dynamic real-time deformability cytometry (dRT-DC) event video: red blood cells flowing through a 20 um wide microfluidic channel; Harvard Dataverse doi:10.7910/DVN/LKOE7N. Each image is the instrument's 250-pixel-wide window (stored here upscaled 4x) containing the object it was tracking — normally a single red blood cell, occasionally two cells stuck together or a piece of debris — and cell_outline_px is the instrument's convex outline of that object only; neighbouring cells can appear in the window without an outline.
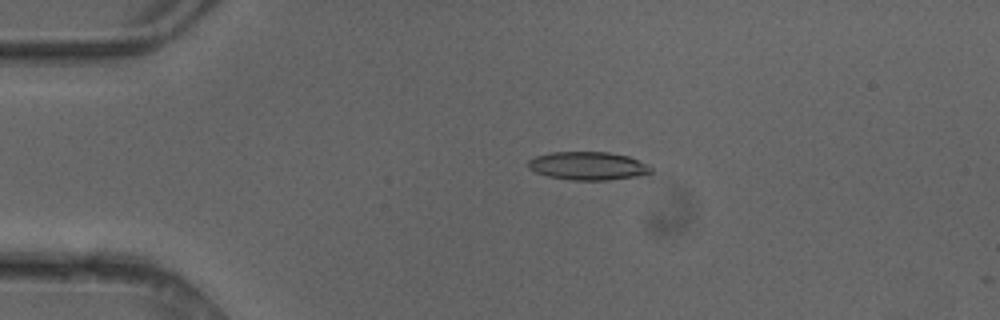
{"species": "common noctule bat (a hibernating species)", "species_latin": "Nyctalus noctula", "temperature_condition": "cold", "stored_images_in_passage": 3, "camera_frame_rate_fps": 3000, "um_per_image_px": 0.085, "animal": {"sex": "female"}, "frame": {"image": 1, "passage_image": 2, "time_ms": 0.333, "image_size_px": [1000, 320], "cell_outline_px": [[652, 172], [636, 176], [608, 180], [572, 180], [548, 176], [536, 172], [528, 168], [528, 160], [536, 156], [552, 152], [608, 152], [628, 156], [648, 164], [652, 168]], "centroid_in_image_um": [49.98, 14.1], "position_along_channel_um": 35.0, "area_um2": 20.11}}